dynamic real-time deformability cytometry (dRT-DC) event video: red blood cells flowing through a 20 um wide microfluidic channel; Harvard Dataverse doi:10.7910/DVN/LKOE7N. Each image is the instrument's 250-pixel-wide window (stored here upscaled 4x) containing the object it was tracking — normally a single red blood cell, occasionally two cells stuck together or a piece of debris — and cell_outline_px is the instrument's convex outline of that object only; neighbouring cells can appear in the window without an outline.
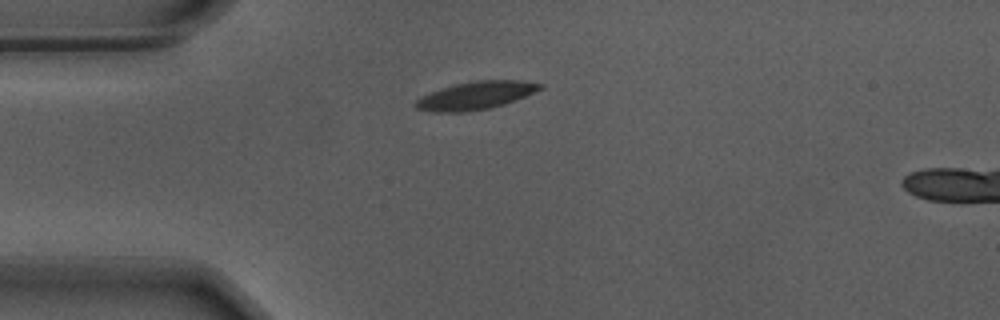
{"species": "Egyptian fruit bat (a non-hibernating species)", "species_latin": "Rousettus aegyptiacus", "temperature_condition": "warm", "stored_images_in_passage": 44, "segment_of_instrument_passage": [1, 2], "camera_frame_rate_fps": 3000, "um_per_image_px": 0.085, "animal": {"sex": "male"}, "frame": {"image": 1, "passage_image": 1, "time_ms": 0.0, "image_size_px": [1000, 320], "cell_outline_px": [[544, 88], [504, 104], [488, 108], [464, 112], [432, 112], [416, 108], [412, 104], [420, 96], [440, 88], [456, 84], [476, 80], [520, 80], [544, 84]], "centroid_in_image_um": [40.4, 8.11], "position_along_channel_um": 44.6, "area_um2": 20.23}}
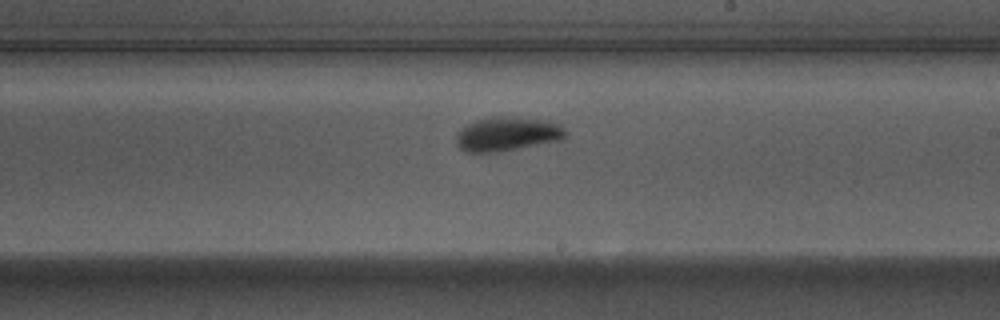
{"frame": {"image": 2, "passage_image": 19, "time_ms": 6.0, "image_size_px": [1000, 320], "cell_outline_px": [[568, 136], [564, 140], [516, 148], [488, 152], [468, 152], [460, 148], [456, 144], [456, 136], [460, 128], [476, 120], [492, 116], [508, 116], [536, 120], [560, 124], [568, 132]], "centroid_in_image_um": [43.12, 11.38], "position_along_channel_um": 245.9, "area_um2": 21.5}}
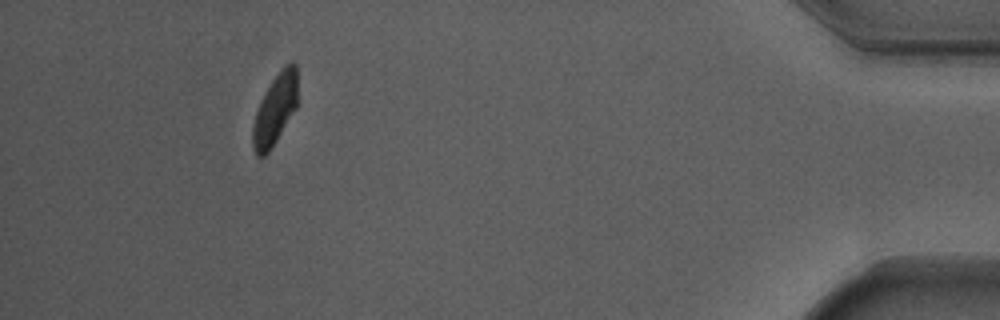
{"frame": {"image": 3, "passage_image": 38, "time_ms": 12.333, "image_size_px": [1000, 320], "cell_outline_px": [[296, 108], [276, 140], [268, 152], [264, 156], [256, 156], [252, 148], [252, 124], [260, 100], [272, 80], [284, 64], [292, 60], [296, 64]], "centroid_in_image_um": [23.35, 9.3], "position_along_channel_um": 411.9, "area_um2": 18.32}}